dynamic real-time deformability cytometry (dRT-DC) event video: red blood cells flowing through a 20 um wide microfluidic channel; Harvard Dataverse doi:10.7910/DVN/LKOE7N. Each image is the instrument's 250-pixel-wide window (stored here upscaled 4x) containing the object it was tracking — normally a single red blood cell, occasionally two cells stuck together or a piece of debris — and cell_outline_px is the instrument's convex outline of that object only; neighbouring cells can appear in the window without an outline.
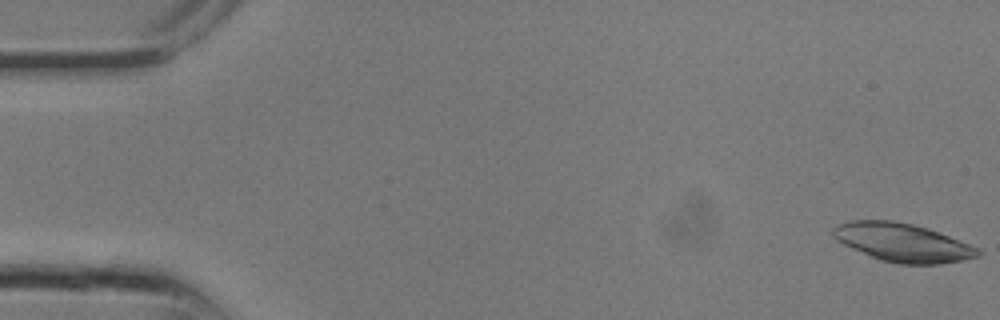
{"species": "common noctule bat (a hibernating species)", "species_latin": "Nyctalus noctula", "temperature_condition": "room temperature", "stored_images_in_passage": 7, "camera_frame_rate_fps": 3000, "um_per_image_px": 0.085, "animal": {"sex": "male", "body_mass_g": 13.3}, "frame": {"image": 1, "passage_image": 1, "time_ms": 0.0, "image_size_px": [1000, 320], "cell_outline_px": [[984, 252], [980, 256], [964, 260], [940, 264], [900, 264], [880, 260], [852, 248], [836, 240], [832, 236], [832, 228], [836, 224], [852, 220], [892, 220], [912, 224], [928, 228], [980, 248]], "centroid_in_image_um": [76.74, 20.61], "position_along_channel_um": 8.3, "area_um2": 32.6}}